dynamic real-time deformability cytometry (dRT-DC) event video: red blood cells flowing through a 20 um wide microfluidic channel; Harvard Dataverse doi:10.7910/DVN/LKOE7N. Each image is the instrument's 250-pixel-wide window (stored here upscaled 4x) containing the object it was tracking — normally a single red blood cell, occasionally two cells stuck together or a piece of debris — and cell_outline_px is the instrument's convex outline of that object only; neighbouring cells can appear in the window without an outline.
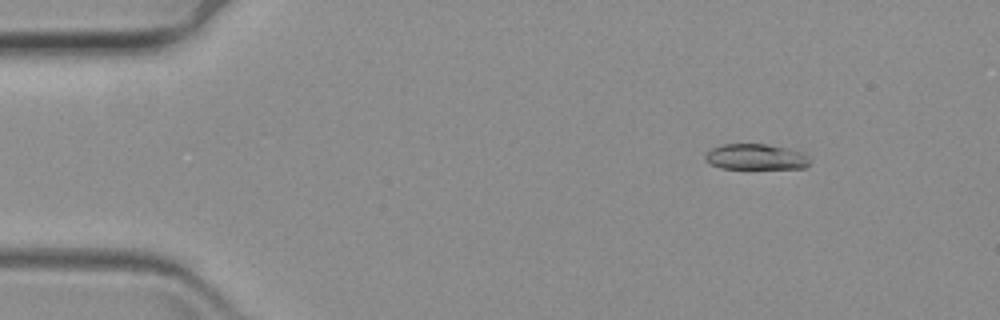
{"species": "common noctule bat (a hibernating species)", "species_latin": "Nyctalus noctula", "temperature_condition": "warm", "stored_images_in_passage": 10, "camera_frame_rate_fps": 3000, "um_per_image_px": 0.085, "animal": {"sex": "female", "body_mass_g": 19.3, "forearm_length_mm": 54.1}, "frame": {"image": 1, "passage_image": 8, "time_ms": 2.333, "image_size_px": [1000, 320], "cell_outline_px": [[812, 160], [804, 168], [720, 168], [712, 164], [704, 156], [712, 148], [720, 144], [764, 144], [788, 148], [800, 152], [808, 156]], "centroid_in_image_um": [64.27, 13.33], "position_along_channel_um": 20.7, "area_um2": 15.49}}